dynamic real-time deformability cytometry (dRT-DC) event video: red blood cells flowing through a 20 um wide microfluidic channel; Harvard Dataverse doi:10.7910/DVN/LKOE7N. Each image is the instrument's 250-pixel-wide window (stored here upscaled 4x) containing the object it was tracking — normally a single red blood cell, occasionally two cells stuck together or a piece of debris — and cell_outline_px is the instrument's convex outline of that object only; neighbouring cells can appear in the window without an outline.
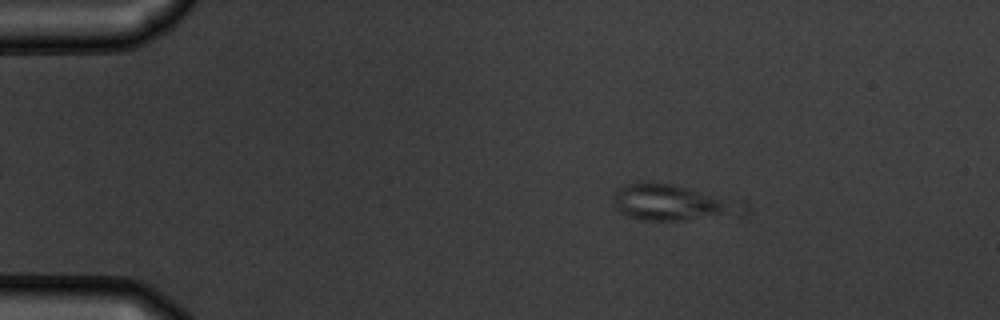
{"species": "common noctule bat (a hibernating species)", "species_latin": "Nyctalus noctula", "temperature_condition": "warm", "stored_images_in_passage": 9, "camera_frame_rate_fps": 3000, "um_per_image_px": 0.085, "animal": {"sex": "male", "body_mass_g": 19.5, "forearm_length_mm": 54.6}, "frame": {"image": 1, "passage_image": 8, "time_ms": 2.333, "image_size_px": [1000, 320], "cell_outline_px": [[748, 216], [680, 220], [644, 220], [628, 216], [620, 212], [612, 204], [612, 200], [616, 192], [624, 184], [636, 180], [648, 180], [672, 184], [744, 200], [748, 204]], "centroid_in_image_um": [57.32, 17.21], "position_along_channel_um": 27.7, "area_um2": 28.73}}